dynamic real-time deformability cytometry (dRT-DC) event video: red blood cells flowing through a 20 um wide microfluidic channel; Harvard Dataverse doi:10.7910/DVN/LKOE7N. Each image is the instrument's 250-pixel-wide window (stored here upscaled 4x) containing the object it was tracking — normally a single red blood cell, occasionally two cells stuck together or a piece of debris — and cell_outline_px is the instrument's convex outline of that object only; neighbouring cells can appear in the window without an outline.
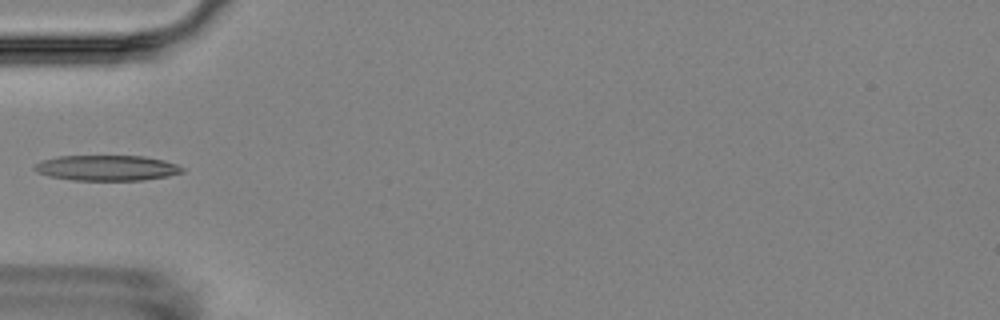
{"species": "Egyptian fruit bat (a non-hibernating species)", "species_latin": "Rousettus aegyptiacus", "temperature_condition": "room temperature", "stored_images_in_passage": 4, "camera_frame_rate_fps": 3000, "um_per_image_px": 0.085, "animal": {"sex": "female"}, "frame": {"image": 1, "passage_image": 4, "time_ms": 3.667, "image_size_px": [1000, 320], "cell_outline_px": [[184, 172], [168, 176], [144, 180], [72, 180], [48, 176], [36, 172], [32, 168], [40, 160], [60, 156], [144, 156], [164, 160], [176, 164], [184, 168]], "centroid_in_image_um": [9.07, 14.27], "position_along_channel_um": 75.9, "area_um2": 22.02}}